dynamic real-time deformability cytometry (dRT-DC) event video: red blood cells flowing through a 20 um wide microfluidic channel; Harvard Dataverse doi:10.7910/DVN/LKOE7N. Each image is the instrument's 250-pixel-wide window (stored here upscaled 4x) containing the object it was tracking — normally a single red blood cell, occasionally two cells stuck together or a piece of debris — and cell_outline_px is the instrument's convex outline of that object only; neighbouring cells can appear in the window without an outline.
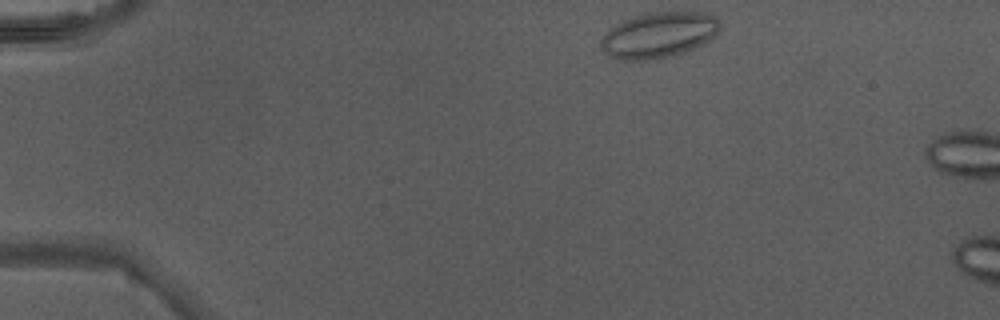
{"species": "Egyptian fruit bat (a non-hibernating species)", "species_latin": "Rousettus aegyptiacus", "temperature_condition": "warm", "stored_images_in_passage": 4, "camera_frame_rate_fps": 3000, "um_per_image_px": 0.085, "animal": {"sex": "male"}, "frame": {"image": 1, "passage_image": 1, "time_ms": 0.0, "image_size_px": [1000, 320], "cell_outline_px": [[720, 28], [704, 44], [656, 60], [620, 60], [608, 56], [600, 48], [600, 40], [616, 24], [624, 20], [636, 16], [656, 12], [700, 12], [716, 16], [720, 20]], "centroid_in_image_um": [55.98, 2.98], "position_along_channel_um": 29.0, "area_um2": 31.33}}